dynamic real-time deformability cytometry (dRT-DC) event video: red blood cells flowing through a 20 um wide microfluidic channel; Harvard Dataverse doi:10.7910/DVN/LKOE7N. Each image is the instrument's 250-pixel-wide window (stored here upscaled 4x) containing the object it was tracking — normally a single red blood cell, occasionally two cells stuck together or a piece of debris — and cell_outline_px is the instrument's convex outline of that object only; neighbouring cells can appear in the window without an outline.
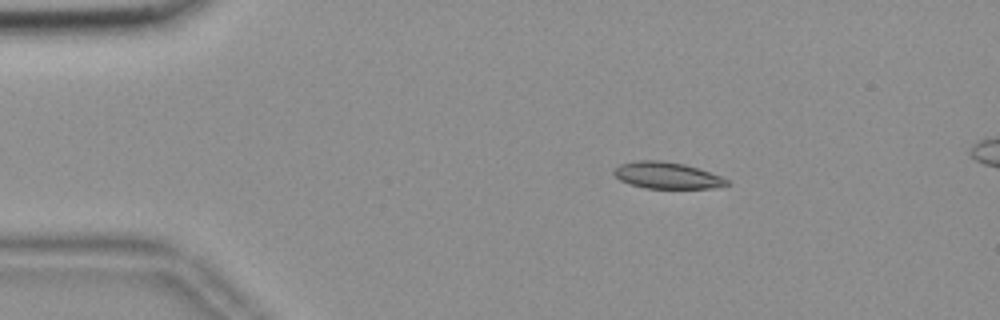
{"species": "common noctule bat (a hibernating species)", "species_latin": "Nyctalus noctula", "temperature_condition": "room temperature", "stored_images_in_passage": 9, "camera_frame_rate_fps": 3000, "um_per_image_px": 0.085, "animal": {"sex": "female", "body_mass_g": 18.4}, "frame": {"image": 1, "passage_image": 1, "time_ms": 0.0, "image_size_px": [1000, 320], "cell_outline_px": [[728, 184], [712, 188], [644, 188], [620, 180], [612, 172], [620, 164], [636, 160], [660, 160], [684, 164], [720, 176], [728, 180]], "centroid_in_image_um": [56.65, 14.9], "position_along_channel_um": 28.4, "area_um2": 17.17}}